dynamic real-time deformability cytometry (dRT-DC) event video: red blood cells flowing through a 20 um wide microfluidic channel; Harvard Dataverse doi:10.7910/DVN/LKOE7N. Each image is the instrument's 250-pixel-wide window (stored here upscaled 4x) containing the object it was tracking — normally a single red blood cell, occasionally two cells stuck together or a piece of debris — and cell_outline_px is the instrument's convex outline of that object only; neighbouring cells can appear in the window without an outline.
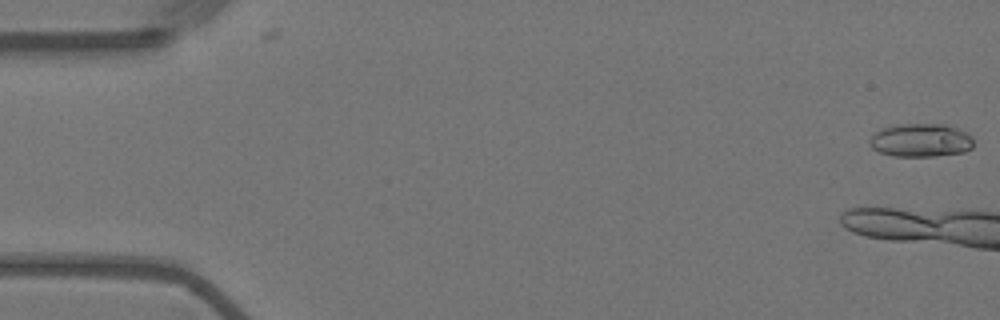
{"species": "Egyptian fruit bat (a non-hibernating species)", "species_latin": "Rousettus aegyptiacus", "temperature_condition": "warm", "stored_images_in_passage": 7, "camera_frame_rate_fps": 3000, "um_per_image_px": 0.085, "animal": {"sex": "female"}, "frame": {"image": 1, "passage_image": 1, "time_ms": 0.0, "image_size_px": [1000, 320], "cell_outline_px": [[972, 148], [964, 152], [936, 156], [892, 156], [880, 152], [872, 148], [868, 144], [868, 140], [880, 128], [900, 124], [944, 124], [968, 132], [972, 136]], "centroid_in_image_um": [78.26, 11.92], "position_along_channel_um": 6.7, "area_um2": 20.35}}